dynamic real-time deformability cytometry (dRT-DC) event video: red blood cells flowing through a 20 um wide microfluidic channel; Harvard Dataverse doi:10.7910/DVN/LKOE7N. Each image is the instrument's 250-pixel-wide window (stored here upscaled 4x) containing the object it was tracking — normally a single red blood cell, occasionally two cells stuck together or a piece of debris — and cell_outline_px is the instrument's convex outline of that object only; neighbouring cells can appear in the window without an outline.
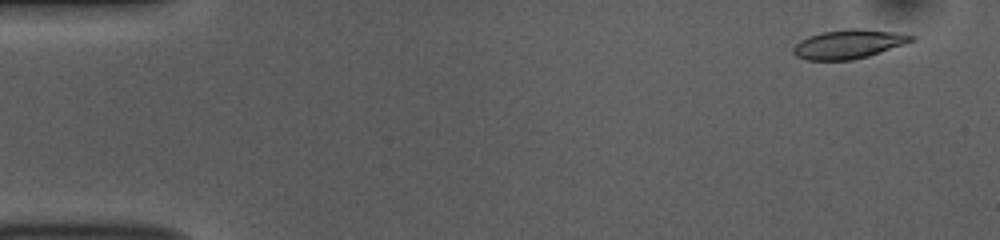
{"species": "common noctule bat (a hibernating species)", "species_latin": "Nyctalus noctula", "temperature_condition": "room temperature", "stored_images_in_passage": 52, "camera_frame_rate_fps": 3000, "um_per_image_px": 0.085, "animal": {"sex": "female", "body_mass_g": 10.0, "forearm_length_mm": 53.1}, "frame": {"image": 1, "passage_image": 3, "time_ms": 0.667, "image_size_px": [1000, 240], "cell_outline_px": [[916, 40], [868, 56], [852, 60], [808, 60], [796, 56], [792, 52], [792, 48], [800, 40], [808, 36], [824, 32], [848, 28], [860, 28], [896, 32], [916, 36]], "centroid_in_image_um": [72.14, 3.74], "position_along_channel_um": 12.9, "area_um2": 20.0}}
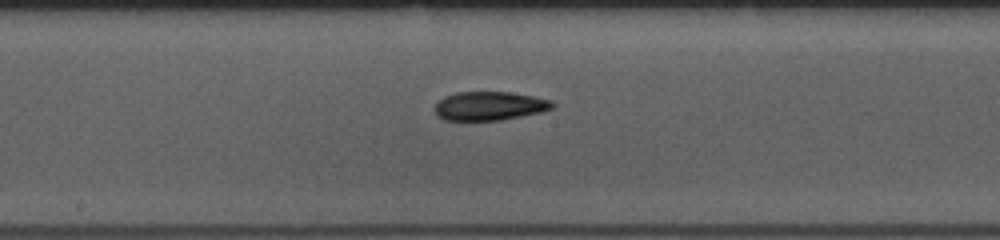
{"frame": {"image": 2, "passage_image": 27, "time_ms": 8.667, "image_size_px": [1000, 240], "cell_outline_px": [[556, 104], [552, 108], [544, 112], [500, 120], [444, 120], [436, 116], [436, 104], [444, 96], [456, 92], [508, 92], [532, 96], [552, 100]], "centroid_in_image_um": [41.63, 9.01], "position_along_channel_um": 206.6, "area_um2": 19.77}}
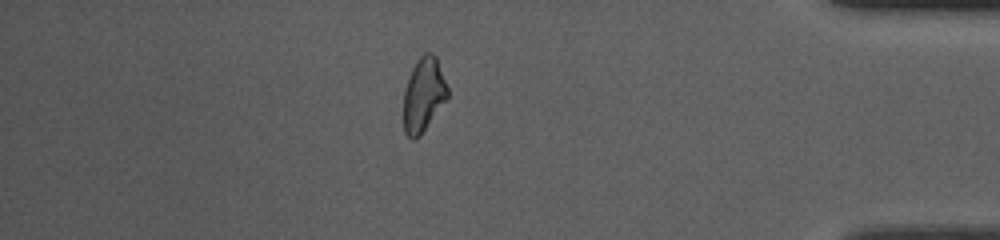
{"frame": {"image": 3, "passage_image": 45, "time_ms": 14.667, "image_size_px": [1000, 240], "cell_outline_px": [[448, 96], [420, 136], [412, 140], [404, 132], [404, 88], [408, 76], [416, 60], [424, 52], [432, 52], [436, 56], [448, 88]], "centroid_in_image_um": [35.98, 8.02], "position_along_channel_um": 399.2, "area_um2": 18.96}, "authors_computed_cell_mechanics": {"area_um2": 19.941, "velocity_mm_per_s": 3.8162, "shape_relaxation_time_tau1_ms": 5.1733, "shape_relaxation_time_tau2_ms": 2.3828, "deformation_change_tau1": 0.1569, "deformation_change_tau2": 0.0899}}